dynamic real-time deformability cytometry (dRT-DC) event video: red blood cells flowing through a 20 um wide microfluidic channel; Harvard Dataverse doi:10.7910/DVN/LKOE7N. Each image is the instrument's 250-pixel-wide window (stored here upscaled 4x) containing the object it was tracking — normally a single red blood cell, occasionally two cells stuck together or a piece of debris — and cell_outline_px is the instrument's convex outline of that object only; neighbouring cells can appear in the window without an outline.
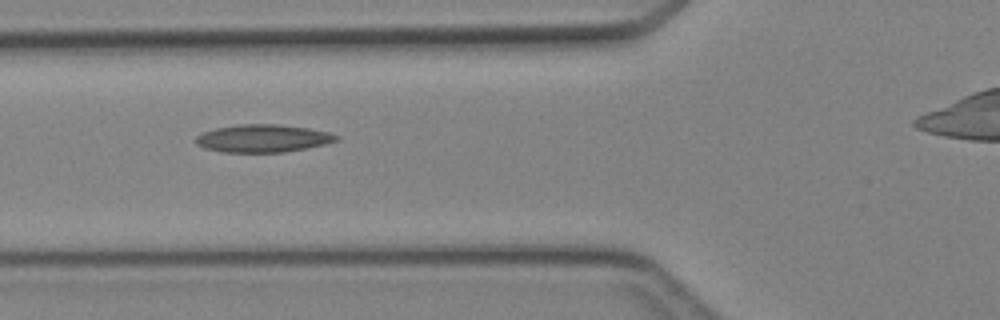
{"species": "Egyptian fruit bat (a non-hibernating species)", "species_latin": "Rousettus aegyptiacus", "temperature_condition": "cold", "stored_images_in_passage": 4, "camera_frame_rate_fps": 3000, "um_per_image_px": 0.085, "animal": {"sex": "female"}, "frame": {"image": 1, "passage_image": 3, "time_ms": 2.333, "image_size_px": [1000, 320], "cell_outline_px": [[340, 140], [324, 144], [284, 152], [224, 152], [204, 148], [196, 144], [196, 136], [204, 132], [216, 128], [236, 124], [276, 124], [308, 128], [328, 132], [340, 136]], "centroid_in_image_um": [22.34, 11.76], "position_along_channel_um": 103.5, "area_um2": 22.6}}